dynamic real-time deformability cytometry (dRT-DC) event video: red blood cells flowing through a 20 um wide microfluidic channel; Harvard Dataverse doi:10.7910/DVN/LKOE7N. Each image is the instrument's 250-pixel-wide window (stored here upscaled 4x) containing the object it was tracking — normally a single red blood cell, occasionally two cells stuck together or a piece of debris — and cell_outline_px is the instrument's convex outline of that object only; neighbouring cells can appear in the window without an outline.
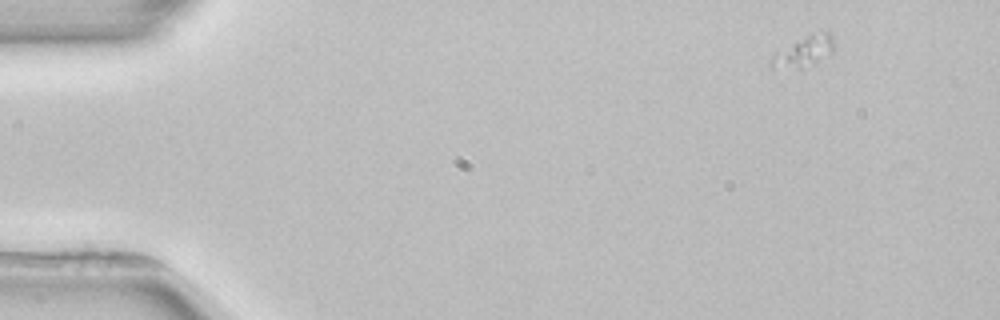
{"species": "common noctule bat (a hibernating species)", "species_latin": "Nyctalus noctula", "temperature_condition": "room temperature", "stored_images_in_passage": 2, "camera_frame_rate_fps": 3000, "um_per_image_px": 0.085, "animal": {"sex": "female", "body_mass_g": 22.7, "forearm_length_mm": 54.2}, "frame": {"image": 1, "passage_image": 2, "time_ms": 2.667, "image_size_px": [1000, 320], "cell_outline_px": [[836, 44], [832, 52], [800, 68], [772, 68], [772, 56], [776, 52], [820, 28], [824, 28], [832, 32]], "centroid_in_image_um": [68.43, 4.27], "position_along_channel_um": 16.6, "area_um2": 11.1}}